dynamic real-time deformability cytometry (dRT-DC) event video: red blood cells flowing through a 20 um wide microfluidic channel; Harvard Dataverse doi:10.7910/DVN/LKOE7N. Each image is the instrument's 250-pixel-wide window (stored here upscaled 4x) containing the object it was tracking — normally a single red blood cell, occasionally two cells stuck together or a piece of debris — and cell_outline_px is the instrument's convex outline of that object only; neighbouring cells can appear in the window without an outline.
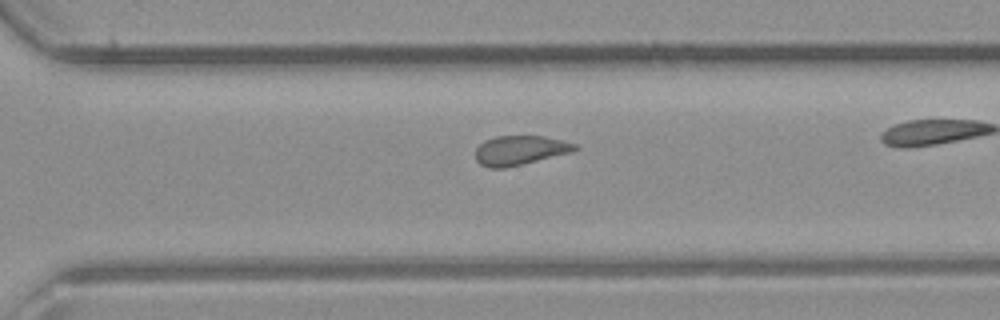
{"species": "common noctule bat (a hibernating species)", "species_latin": "Nyctalus noctula", "temperature_condition": "room temperature", "stored_images_in_passage": 22, "camera_frame_rate_fps": 3000, "um_per_image_px": 0.085, "animal": {"sex": "male", "body_mass_g": 23.1, "forearm_length_mm": 52.7}, "frame": {"image": 1, "passage_image": 19, "time_ms": 6.0, "image_size_px": [1000, 320], "cell_outline_px": [[580, 148], [572, 152], [504, 168], [488, 168], [480, 164], [476, 160], [476, 148], [484, 140], [496, 136], [544, 136], [564, 140], [576, 144]], "centroid_in_image_um": [44.2, 12.77], "position_along_channel_um": 326.4, "area_um2": 17.05}}